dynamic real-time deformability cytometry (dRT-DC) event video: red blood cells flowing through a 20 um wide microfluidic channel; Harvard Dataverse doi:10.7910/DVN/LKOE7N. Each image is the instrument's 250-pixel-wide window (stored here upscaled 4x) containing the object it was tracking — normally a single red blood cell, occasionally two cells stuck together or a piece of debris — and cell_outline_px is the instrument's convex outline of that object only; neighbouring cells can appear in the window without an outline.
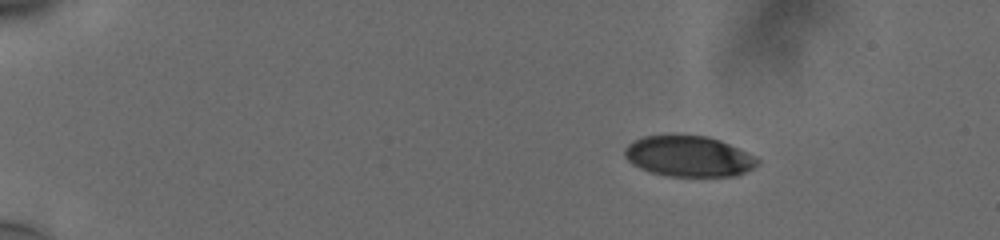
{"species": "human", "species_latin": "Homo sapiens", "temperature_condition": "cold", "stored_images_in_passage": 48, "camera_frame_rate_fps": 3000, "um_per_image_px": 0.085, "donor": {"sex": "male"}, "frame": {"image": 1, "passage_image": 1, "time_ms": 0.0, "image_size_px": [1000, 240], "cell_outline_px": [[760, 164], [736, 176], [668, 176], [652, 172], [640, 168], [632, 164], [624, 156], [624, 148], [632, 140], [644, 136], [708, 136], [720, 140], [760, 160]], "centroid_in_image_um": [58.5, 13.29], "position_along_channel_um": 26.5, "area_um2": 31.15}}
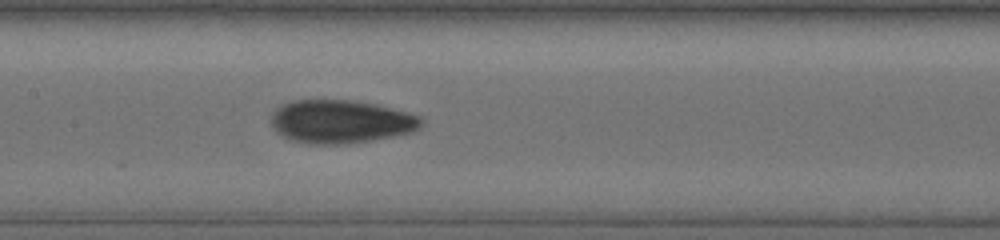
{"frame": {"image": 2, "passage_image": 22, "time_ms": 7.0, "image_size_px": [1000, 240], "cell_outline_px": [[424, 124], [420, 128], [412, 132], [392, 136], [348, 144], [308, 144], [292, 140], [276, 132], [272, 124], [272, 112], [280, 104], [292, 100], [352, 100], [376, 104], [420, 116], [424, 120]], "centroid_in_image_um": [28.96, 10.33], "position_along_channel_um": 178.4, "area_um2": 37.97}}
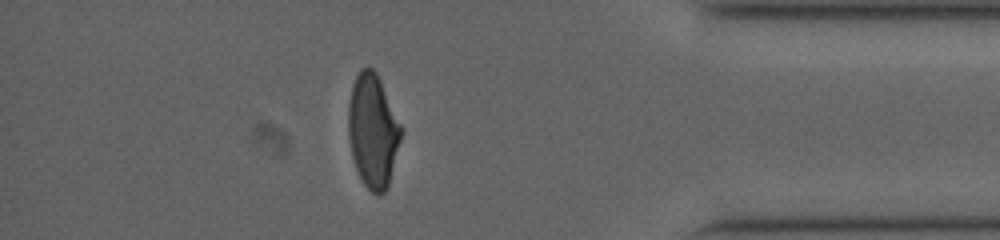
{"frame": {"image": 3, "passage_image": 42, "time_ms": 13.667, "image_size_px": [1000, 240], "cell_outline_px": [[404, 128], [388, 188], [380, 196], [372, 192], [364, 184], [356, 168], [352, 156], [348, 136], [348, 104], [352, 84], [360, 68], [372, 68], [376, 72]], "centroid_in_image_um": [31.71, 11.12], "position_along_channel_um": 403.5, "area_um2": 35.26}, "authors_computed_cell_mechanics": {"area_um2": 35.7204, "velocity_mm_per_s": 3.7682, "shape_relaxation_time_tau1_ms": 4.1432, "shape_relaxation_time_tau2_ms": 1.4526, "deformation_change_tau1": 0.1676, "deformation_change_tau2": 0.0615}}